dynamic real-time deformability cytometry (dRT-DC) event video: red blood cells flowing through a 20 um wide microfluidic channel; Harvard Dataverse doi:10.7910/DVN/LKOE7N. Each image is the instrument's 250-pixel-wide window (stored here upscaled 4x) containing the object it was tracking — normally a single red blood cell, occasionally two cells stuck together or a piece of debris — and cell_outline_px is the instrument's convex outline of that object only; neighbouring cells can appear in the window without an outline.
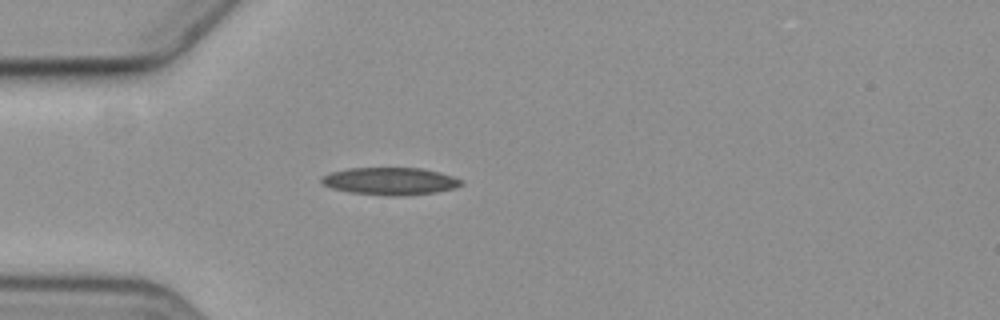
{"species": "common noctule bat (a hibernating species)", "species_latin": "Nyctalus noctula", "temperature_condition": "cold", "stored_images_in_passage": 4, "camera_frame_rate_fps": 3000, "um_per_image_px": 0.085, "animal": {"sex": "female", "body_mass_g": 19.3, "forearm_length_mm": 54.1}, "frame": {"image": 1, "passage_image": 3, "time_ms": 3.333, "image_size_px": [1000, 320], "cell_outline_px": [[464, 184], [452, 188], [436, 192], [404, 196], [388, 196], [352, 192], [332, 188], [324, 184], [320, 180], [324, 176], [332, 172], [348, 168], [424, 168], [440, 172], [464, 180]], "centroid_in_image_um": [33.22, 15.4], "position_along_channel_um": 51.8, "area_um2": 22.25}}